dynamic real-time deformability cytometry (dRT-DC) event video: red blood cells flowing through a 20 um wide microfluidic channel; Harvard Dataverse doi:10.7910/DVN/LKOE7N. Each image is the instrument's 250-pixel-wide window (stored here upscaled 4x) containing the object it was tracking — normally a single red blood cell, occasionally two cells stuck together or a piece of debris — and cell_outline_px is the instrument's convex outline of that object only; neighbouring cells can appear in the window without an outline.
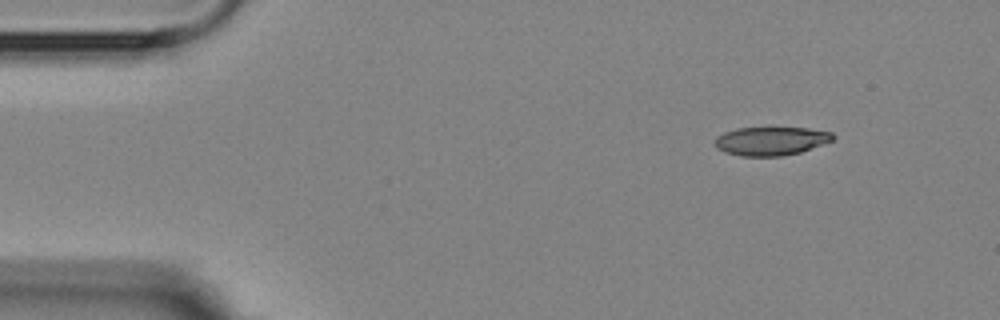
{"species": "Egyptian fruit bat (a non-hibernating species)", "species_latin": "Rousettus aegyptiacus", "temperature_condition": "room temperature", "stored_images_in_passage": 6, "camera_frame_rate_fps": 3000, "um_per_image_px": 0.085, "animal": {"sex": "female"}, "frame": {"image": 1, "passage_image": 1, "time_ms": 0.0, "image_size_px": [1000, 320], "cell_outline_px": [[836, 136], [832, 140], [800, 152], [780, 156], [740, 156], [724, 152], [716, 148], [716, 136], [724, 132], [736, 128], [768, 124], [772, 124], [808, 128], [832, 132]], "centroid_in_image_um": [65.51, 11.92], "position_along_channel_um": 19.5, "area_um2": 20.63}}
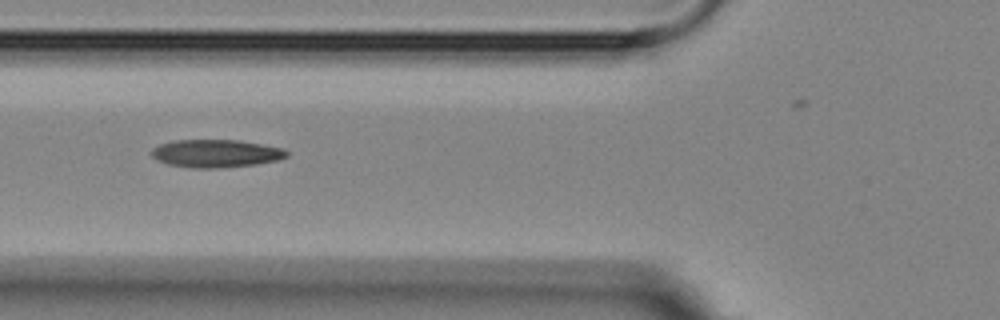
{"frame": {"image": 2, "passage_image": 5, "time_ms": 4.667, "image_size_px": [1000, 320], "cell_outline_px": [[288, 156], [276, 160], [256, 164], [216, 168], [188, 168], [168, 164], [156, 160], [148, 152], [152, 148], [160, 144], [172, 140], [240, 140], [284, 148], [288, 152]], "centroid_in_image_um": [18.3, 13.04], "position_along_channel_um": 107.5, "area_um2": 22.14}}
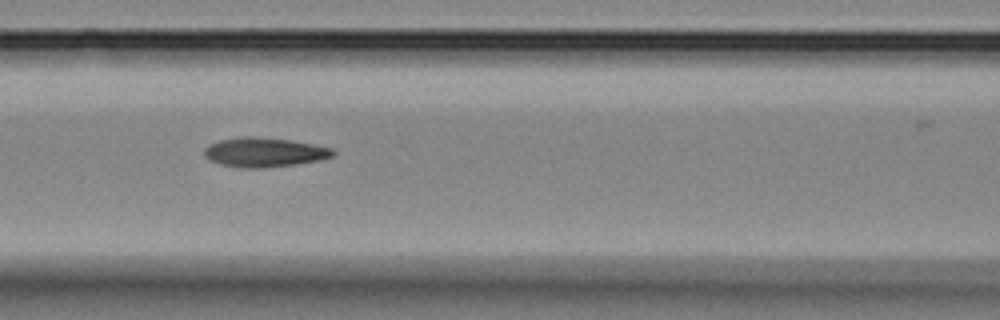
{"frame": {"image": 3, "passage_image": 6, "time_ms": 5.667, "image_size_px": [1000, 320], "cell_outline_px": [[336, 152], [332, 156], [320, 160], [296, 164], [264, 168], [240, 168], [220, 164], [208, 160], [204, 156], [204, 148], [208, 144], [220, 140], [244, 136], [256, 136], [292, 140], [332, 148]], "centroid_in_image_um": [22.43, 12.94], "position_along_channel_um": 144.2, "area_um2": 22.25}}